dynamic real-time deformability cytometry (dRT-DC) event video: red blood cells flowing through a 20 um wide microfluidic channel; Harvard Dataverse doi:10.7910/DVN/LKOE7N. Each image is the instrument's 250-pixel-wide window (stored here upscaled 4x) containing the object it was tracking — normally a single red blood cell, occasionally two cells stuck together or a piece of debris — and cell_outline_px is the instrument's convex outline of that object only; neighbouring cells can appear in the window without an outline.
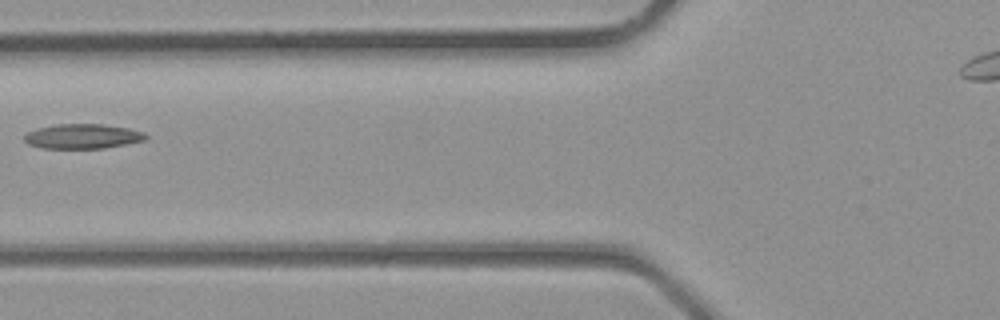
{"species": "common noctule bat (a hibernating species)", "species_latin": "Nyctalus noctula", "temperature_condition": "room temperature", "stored_images_in_passage": 3, "camera_frame_rate_fps": 3000, "um_per_image_px": 0.085, "animal": {"sex": "male", "body_mass_g": 23.1, "forearm_length_mm": 52.7}, "frame": {"image": 1, "passage_image": 3, "time_ms": 0.667, "image_size_px": [1000, 320], "cell_outline_px": [[148, 136], [144, 140], [104, 148], [40, 148], [28, 144], [24, 140], [24, 136], [28, 132], [36, 128], [56, 124], [104, 124], [128, 128], [144, 132]], "centroid_in_image_um": [6.99, 11.58], "position_along_channel_um": 118.8, "area_um2": 17.46}}